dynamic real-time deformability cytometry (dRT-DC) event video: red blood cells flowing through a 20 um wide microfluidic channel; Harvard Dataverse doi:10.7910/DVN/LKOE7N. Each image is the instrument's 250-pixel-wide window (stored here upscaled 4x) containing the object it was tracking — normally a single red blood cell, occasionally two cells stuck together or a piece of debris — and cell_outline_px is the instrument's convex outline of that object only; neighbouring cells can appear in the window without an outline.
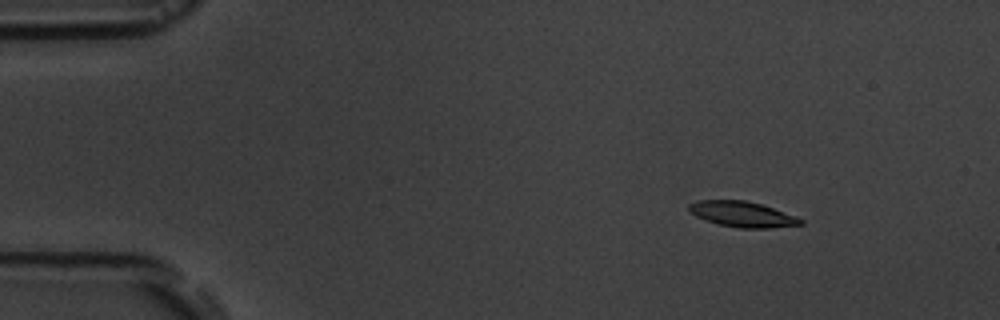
{"species": "common noctule bat (a hibernating species)", "species_latin": "Nyctalus noctula", "temperature_condition": "room temperature", "stored_images_in_passage": 5, "camera_frame_rate_fps": 3000, "um_per_image_px": 0.085, "animal": {"sex": "male", "body_mass_g": 19.5, "forearm_length_mm": 54.6}, "frame": {"image": 1, "passage_image": 3, "time_ms": 2.333, "image_size_px": [1000, 320], "cell_outline_px": [[804, 224], [772, 228], [740, 228], [716, 224], [696, 216], [688, 212], [688, 204], [700, 200], [744, 200], [760, 204], [796, 216], [804, 220]], "centroid_in_image_um": [63.08, 18.22], "position_along_channel_um": 21.9, "area_um2": 16.65}}